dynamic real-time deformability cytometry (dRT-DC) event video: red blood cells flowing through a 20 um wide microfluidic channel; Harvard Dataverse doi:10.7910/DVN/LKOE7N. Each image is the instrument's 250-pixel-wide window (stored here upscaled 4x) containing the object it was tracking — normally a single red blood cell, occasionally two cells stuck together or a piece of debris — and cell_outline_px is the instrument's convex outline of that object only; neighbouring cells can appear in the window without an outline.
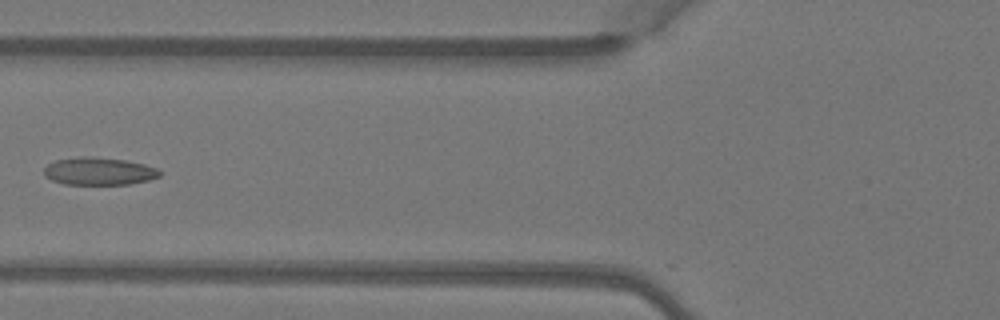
{"species": "Egyptian fruit bat (a non-hibernating species)", "species_latin": "Rousettus aegyptiacus", "temperature_condition": "warm", "stored_images_in_passage": 6, "camera_frame_rate_fps": 3000, "um_per_image_px": 0.085, "animal": {"sex": "female"}, "frame": {"image": 1, "passage_image": 6, "time_ms": 1.667, "image_size_px": [1000, 320], "cell_outline_px": [[160, 176], [148, 180], [128, 184], [64, 184], [52, 180], [44, 176], [44, 168], [48, 164], [56, 160], [76, 156], [92, 156], [124, 160], [144, 164], [156, 168], [160, 172]], "centroid_in_image_um": [8.37, 14.54], "position_along_channel_um": 117.4, "area_um2": 18.61}}